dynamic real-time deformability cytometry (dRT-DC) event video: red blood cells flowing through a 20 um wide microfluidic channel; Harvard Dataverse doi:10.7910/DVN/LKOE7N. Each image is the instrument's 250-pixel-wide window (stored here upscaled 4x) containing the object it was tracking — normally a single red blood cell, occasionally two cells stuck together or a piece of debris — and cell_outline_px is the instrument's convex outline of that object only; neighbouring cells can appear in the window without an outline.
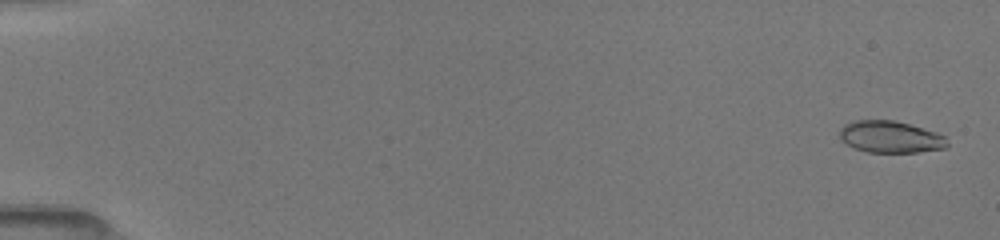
{"species": "common noctule bat (a hibernating species)", "species_latin": "Nyctalus noctula", "temperature_condition": "room temperature", "stored_images_in_passage": 11, "camera_frame_rate_fps": 3000, "um_per_image_px": 0.085, "animal": {"sex": "female", "body_mass_g": 19.5, "forearm_length_mm": 54.1}, "frame": {"image": 1, "passage_image": 2, "time_ms": 0.333, "image_size_px": [1000, 240], "cell_outline_px": [[948, 144], [944, 148], [916, 152], [868, 152], [856, 148], [840, 140], [840, 128], [844, 124], [852, 120], [892, 120], [908, 124], [936, 132], [944, 136]], "centroid_in_image_um": [75.65, 11.63], "position_along_channel_um": 9.4, "area_um2": 19.77}}